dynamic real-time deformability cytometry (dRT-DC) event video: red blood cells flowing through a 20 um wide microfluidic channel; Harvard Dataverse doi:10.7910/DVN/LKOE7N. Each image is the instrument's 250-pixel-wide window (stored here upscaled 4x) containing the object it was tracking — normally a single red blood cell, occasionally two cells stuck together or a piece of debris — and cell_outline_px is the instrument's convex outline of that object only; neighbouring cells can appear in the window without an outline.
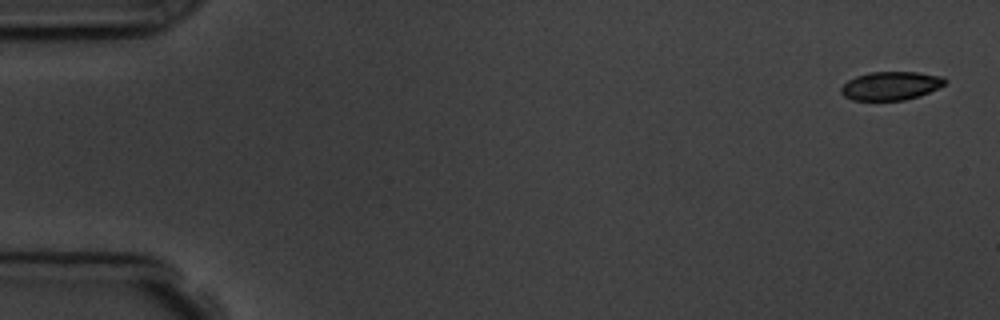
{"species": "common noctule bat (a hibernating species)", "species_latin": "Nyctalus noctula", "temperature_condition": "room temperature", "stored_images_in_passage": 8, "camera_frame_rate_fps": 3000, "um_per_image_px": 0.085, "animal": {"sex": "male", "body_mass_g": 19.5, "forearm_length_mm": 54.6}, "frame": {"image": 1, "passage_image": 1, "time_ms": 0.0, "image_size_px": [1000, 320], "cell_outline_px": [[948, 80], [944, 84], [920, 96], [904, 100], [852, 100], [844, 96], [840, 92], [840, 88], [848, 80], [856, 76], [868, 72], [916, 72], [944, 76]], "centroid_in_image_um": [75.71, 7.29], "position_along_channel_um": 9.3, "area_um2": 17.28}}
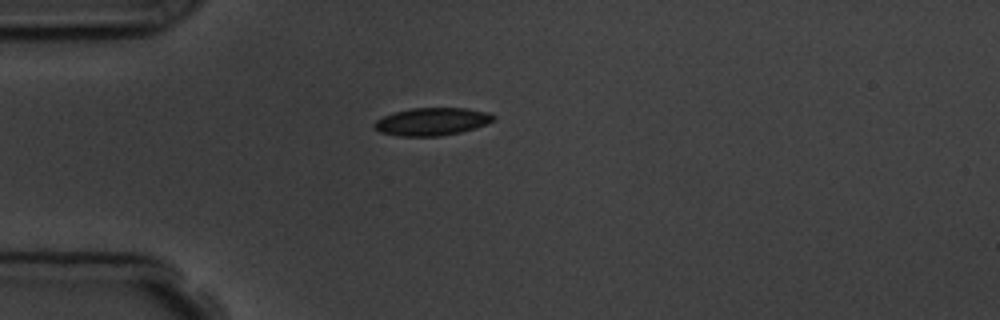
{"frame": {"image": 2, "passage_image": 4, "time_ms": 4.333, "image_size_px": [1000, 320], "cell_outline_px": [[496, 120], [488, 124], [476, 128], [460, 132], [440, 136], [400, 136], [380, 132], [372, 124], [376, 120], [392, 112], [412, 108], [468, 108], [488, 112], [496, 116]], "centroid_in_image_um": [36.76, 10.33], "position_along_channel_um": 48.2, "area_um2": 19.42}}